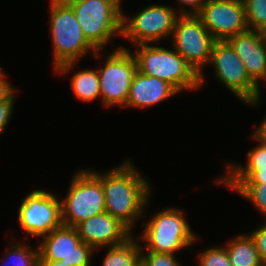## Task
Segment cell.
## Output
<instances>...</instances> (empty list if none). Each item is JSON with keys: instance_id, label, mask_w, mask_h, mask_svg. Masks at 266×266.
I'll return each instance as SVG.
<instances>
[{"instance_id": "1", "label": "cell", "mask_w": 266, "mask_h": 266, "mask_svg": "<svg viewBox=\"0 0 266 266\" xmlns=\"http://www.w3.org/2000/svg\"><path fill=\"white\" fill-rule=\"evenodd\" d=\"M101 182L105 211L131 231L148 205L150 183L128 159L111 171L101 173Z\"/></svg>"}, {"instance_id": "2", "label": "cell", "mask_w": 266, "mask_h": 266, "mask_svg": "<svg viewBox=\"0 0 266 266\" xmlns=\"http://www.w3.org/2000/svg\"><path fill=\"white\" fill-rule=\"evenodd\" d=\"M50 33L53 44L54 69L56 73L70 72L77 66L79 57L91 51L95 59H100L101 50H96L84 37L75 12L68 3L50 0Z\"/></svg>"}, {"instance_id": "3", "label": "cell", "mask_w": 266, "mask_h": 266, "mask_svg": "<svg viewBox=\"0 0 266 266\" xmlns=\"http://www.w3.org/2000/svg\"><path fill=\"white\" fill-rule=\"evenodd\" d=\"M135 53L137 71L167 81L179 93L201 88L199 75L174 49L158 45L140 44Z\"/></svg>"}, {"instance_id": "4", "label": "cell", "mask_w": 266, "mask_h": 266, "mask_svg": "<svg viewBox=\"0 0 266 266\" xmlns=\"http://www.w3.org/2000/svg\"><path fill=\"white\" fill-rule=\"evenodd\" d=\"M184 215L183 210L177 207L157 211L149 222L141 226L145 228L138 239L146 243L145 247L141 244V249L175 255L176 251L192 246L197 235L191 230Z\"/></svg>"}, {"instance_id": "5", "label": "cell", "mask_w": 266, "mask_h": 266, "mask_svg": "<svg viewBox=\"0 0 266 266\" xmlns=\"http://www.w3.org/2000/svg\"><path fill=\"white\" fill-rule=\"evenodd\" d=\"M122 1L72 0L68 3L75 12L84 37L96 50H102L113 36H121Z\"/></svg>"}, {"instance_id": "6", "label": "cell", "mask_w": 266, "mask_h": 266, "mask_svg": "<svg viewBox=\"0 0 266 266\" xmlns=\"http://www.w3.org/2000/svg\"><path fill=\"white\" fill-rule=\"evenodd\" d=\"M60 201L62 225L69 227L105 212L101 173L86 169L75 173L66 198Z\"/></svg>"}, {"instance_id": "7", "label": "cell", "mask_w": 266, "mask_h": 266, "mask_svg": "<svg viewBox=\"0 0 266 266\" xmlns=\"http://www.w3.org/2000/svg\"><path fill=\"white\" fill-rule=\"evenodd\" d=\"M173 48L199 75L204 83L202 68L209 64L211 50L216 41L196 14H180L176 19L171 38Z\"/></svg>"}, {"instance_id": "8", "label": "cell", "mask_w": 266, "mask_h": 266, "mask_svg": "<svg viewBox=\"0 0 266 266\" xmlns=\"http://www.w3.org/2000/svg\"><path fill=\"white\" fill-rule=\"evenodd\" d=\"M213 65L215 77L222 82L246 105H258L261 98V89L247 74L242 60L226 41H215L211 50L209 65Z\"/></svg>"}, {"instance_id": "9", "label": "cell", "mask_w": 266, "mask_h": 266, "mask_svg": "<svg viewBox=\"0 0 266 266\" xmlns=\"http://www.w3.org/2000/svg\"><path fill=\"white\" fill-rule=\"evenodd\" d=\"M178 11L165 5H148L132 18L122 12L121 37L134 45L152 44L172 36Z\"/></svg>"}, {"instance_id": "10", "label": "cell", "mask_w": 266, "mask_h": 266, "mask_svg": "<svg viewBox=\"0 0 266 266\" xmlns=\"http://www.w3.org/2000/svg\"><path fill=\"white\" fill-rule=\"evenodd\" d=\"M104 66L98 69L100 94L104 107L125 106L137 64L126 47L116 48L107 55Z\"/></svg>"}, {"instance_id": "11", "label": "cell", "mask_w": 266, "mask_h": 266, "mask_svg": "<svg viewBox=\"0 0 266 266\" xmlns=\"http://www.w3.org/2000/svg\"><path fill=\"white\" fill-rule=\"evenodd\" d=\"M18 221L27 236L47 235L62 225L61 201L50 191L33 190L20 204Z\"/></svg>"}, {"instance_id": "12", "label": "cell", "mask_w": 266, "mask_h": 266, "mask_svg": "<svg viewBox=\"0 0 266 266\" xmlns=\"http://www.w3.org/2000/svg\"><path fill=\"white\" fill-rule=\"evenodd\" d=\"M42 238L37 240L40 262L62 260L69 266H92L95 250L82 242L75 227L61 225Z\"/></svg>"}, {"instance_id": "13", "label": "cell", "mask_w": 266, "mask_h": 266, "mask_svg": "<svg viewBox=\"0 0 266 266\" xmlns=\"http://www.w3.org/2000/svg\"><path fill=\"white\" fill-rule=\"evenodd\" d=\"M196 15L216 41L248 30L243 0H206Z\"/></svg>"}, {"instance_id": "14", "label": "cell", "mask_w": 266, "mask_h": 266, "mask_svg": "<svg viewBox=\"0 0 266 266\" xmlns=\"http://www.w3.org/2000/svg\"><path fill=\"white\" fill-rule=\"evenodd\" d=\"M75 228L82 242L94 250L123 244L133 235L132 231L106 211L80 222Z\"/></svg>"}, {"instance_id": "15", "label": "cell", "mask_w": 266, "mask_h": 266, "mask_svg": "<svg viewBox=\"0 0 266 266\" xmlns=\"http://www.w3.org/2000/svg\"><path fill=\"white\" fill-rule=\"evenodd\" d=\"M242 60L250 79L258 86L266 80V41L262 32L247 30L226 40Z\"/></svg>"}, {"instance_id": "16", "label": "cell", "mask_w": 266, "mask_h": 266, "mask_svg": "<svg viewBox=\"0 0 266 266\" xmlns=\"http://www.w3.org/2000/svg\"><path fill=\"white\" fill-rule=\"evenodd\" d=\"M179 92L167 81L136 71L125 107L148 108Z\"/></svg>"}, {"instance_id": "17", "label": "cell", "mask_w": 266, "mask_h": 266, "mask_svg": "<svg viewBox=\"0 0 266 266\" xmlns=\"http://www.w3.org/2000/svg\"><path fill=\"white\" fill-rule=\"evenodd\" d=\"M231 266H263L265 265L255 247L254 241L249 234H241L234 237L224 246Z\"/></svg>"}, {"instance_id": "18", "label": "cell", "mask_w": 266, "mask_h": 266, "mask_svg": "<svg viewBox=\"0 0 266 266\" xmlns=\"http://www.w3.org/2000/svg\"><path fill=\"white\" fill-rule=\"evenodd\" d=\"M138 240L131 236L123 244L108 247L102 266H139L142 249Z\"/></svg>"}, {"instance_id": "19", "label": "cell", "mask_w": 266, "mask_h": 266, "mask_svg": "<svg viewBox=\"0 0 266 266\" xmlns=\"http://www.w3.org/2000/svg\"><path fill=\"white\" fill-rule=\"evenodd\" d=\"M71 78L70 86L79 100L90 102L101 96L97 69H81Z\"/></svg>"}, {"instance_id": "20", "label": "cell", "mask_w": 266, "mask_h": 266, "mask_svg": "<svg viewBox=\"0 0 266 266\" xmlns=\"http://www.w3.org/2000/svg\"><path fill=\"white\" fill-rule=\"evenodd\" d=\"M10 245L7 248V254L4 255L5 264L2 266H39V248L33 249L29 244L22 245V243ZM10 250V251H9ZM6 258V259H5ZM8 261V262H7Z\"/></svg>"}, {"instance_id": "21", "label": "cell", "mask_w": 266, "mask_h": 266, "mask_svg": "<svg viewBox=\"0 0 266 266\" xmlns=\"http://www.w3.org/2000/svg\"><path fill=\"white\" fill-rule=\"evenodd\" d=\"M226 176L215 182L219 184H263L266 183V169H226Z\"/></svg>"}, {"instance_id": "22", "label": "cell", "mask_w": 266, "mask_h": 266, "mask_svg": "<svg viewBox=\"0 0 266 266\" xmlns=\"http://www.w3.org/2000/svg\"><path fill=\"white\" fill-rule=\"evenodd\" d=\"M247 199L266 216V183L263 184H223ZM266 218V217H265Z\"/></svg>"}, {"instance_id": "23", "label": "cell", "mask_w": 266, "mask_h": 266, "mask_svg": "<svg viewBox=\"0 0 266 266\" xmlns=\"http://www.w3.org/2000/svg\"><path fill=\"white\" fill-rule=\"evenodd\" d=\"M249 30L262 32L266 28V0H243Z\"/></svg>"}, {"instance_id": "24", "label": "cell", "mask_w": 266, "mask_h": 266, "mask_svg": "<svg viewBox=\"0 0 266 266\" xmlns=\"http://www.w3.org/2000/svg\"><path fill=\"white\" fill-rule=\"evenodd\" d=\"M198 266H231L229 255L224 246H216L199 253Z\"/></svg>"}, {"instance_id": "25", "label": "cell", "mask_w": 266, "mask_h": 266, "mask_svg": "<svg viewBox=\"0 0 266 266\" xmlns=\"http://www.w3.org/2000/svg\"><path fill=\"white\" fill-rule=\"evenodd\" d=\"M246 166L227 164V169H266V145L259 143L252 151L247 152Z\"/></svg>"}, {"instance_id": "26", "label": "cell", "mask_w": 266, "mask_h": 266, "mask_svg": "<svg viewBox=\"0 0 266 266\" xmlns=\"http://www.w3.org/2000/svg\"><path fill=\"white\" fill-rule=\"evenodd\" d=\"M142 266H183L178 262L176 256L168 253H155L141 251Z\"/></svg>"}, {"instance_id": "27", "label": "cell", "mask_w": 266, "mask_h": 266, "mask_svg": "<svg viewBox=\"0 0 266 266\" xmlns=\"http://www.w3.org/2000/svg\"><path fill=\"white\" fill-rule=\"evenodd\" d=\"M14 91L6 100L0 102V134L6 129L10 122L16 100Z\"/></svg>"}, {"instance_id": "28", "label": "cell", "mask_w": 266, "mask_h": 266, "mask_svg": "<svg viewBox=\"0 0 266 266\" xmlns=\"http://www.w3.org/2000/svg\"><path fill=\"white\" fill-rule=\"evenodd\" d=\"M250 237L254 241L259 257L266 264V220L262 226L251 232Z\"/></svg>"}, {"instance_id": "29", "label": "cell", "mask_w": 266, "mask_h": 266, "mask_svg": "<svg viewBox=\"0 0 266 266\" xmlns=\"http://www.w3.org/2000/svg\"><path fill=\"white\" fill-rule=\"evenodd\" d=\"M179 6H190L189 10L186 7L180 6V10H177L179 14H197L206 0H178Z\"/></svg>"}, {"instance_id": "30", "label": "cell", "mask_w": 266, "mask_h": 266, "mask_svg": "<svg viewBox=\"0 0 266 266\" xmlns=\"http://www.w3.org/2000/svg\"><path fill=\"white\" fill-rule=\"evenodd\" d=\"M5 77H7L6 74L0 68V102L6 100L14 92L13 85Z\"/></svg>"}, {"instance_id": "31", "label": "cell", "mask_w": 266, "mask_h": 266, "mask_svg": "<svg viewBox=\"0 0 266 266\" xmlns=\"http://www.w3.org/2000/svg\"><path fill=\"white\" fill-rule=\"evenodd\" d=\"M263 120L264 121L261 122L259 127L254 130L252 138L257 142H261L266 145V116Z\"/></svg>"}, {"instance_id": "32", "label": "cell", "mask_w": 266, "mask_h": 266, "mask_svg": "<svg viewBox=\"0 0 266 266\" xmlns=\"http://www.w3.org/2000/svg\"><path fill=\"white\" fill-rule=\"evenodd\" d=\"M40 265L42 266H69V264L62 262V260L52 261V262H40Z\"/></svg>"}, {"instance_id": "33", "label": "cell", "mask_w": 266, "mask_h": 266, "mask_svg": "<svg viewBox=\"0 0 266 266\" xmlns=\"http://www.w3.org/2000/svg\"><path fill=\"white\" fill-rule=\"evenodd\" d=\"M51 1L60 2V3H69L72 0H51Z\"/></svg>"}, {"instance_id": "34", "label": "cell", "mask_w": 266, "mask_h": 266, "mask_svg": "<svg viewBox=\"0 0 266 266\" xmlns=\"http://www.w3.org/2000/svg\"><path fill=\"white\" fill-rule=\"evenodd\" d=\"M262 33H263L265 41H266V28L262 31Z\"/></svg>"}]
</instances>
